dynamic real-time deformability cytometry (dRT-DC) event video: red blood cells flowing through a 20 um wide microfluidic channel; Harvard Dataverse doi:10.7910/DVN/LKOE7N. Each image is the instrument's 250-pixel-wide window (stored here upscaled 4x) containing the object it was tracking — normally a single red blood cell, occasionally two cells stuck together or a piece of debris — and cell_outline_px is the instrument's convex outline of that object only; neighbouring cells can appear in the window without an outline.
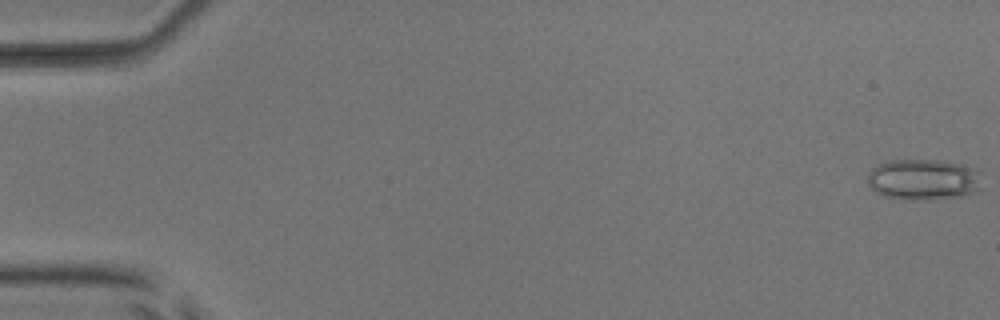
{"species": "common noctule bat (a hibernating species)", "species_latin": "Nyctalus noctula", "temperature_condition": "room temperature", "stored_images_in_passage": 5, "segment_of_instrument_passage": [2, 2], "camera_frame_rate_fps": 3000, "um_per_image_px": 0.085, "animal": {"sex": "male", "body_mass_g": 17.9, "forearm_length_mm": 54.2}, "frame": {"image": 1, "passage_image": 5, "time_ms": 5.0, "image_size_px": [1000, 320], "cell_outline_px": [[984, 172], [980, 192], [960, 196], [928, 200], [904, 200], [884, 196], [876, 192], [868, 184], [868, 176], [872, 168], [876, 164], [892, 160], [940, 160], [960, 164]], "centroid_in_image_um": [78.56, 15.27], "position_along_channel_um": 6.4, "area_um2": 27.92}}